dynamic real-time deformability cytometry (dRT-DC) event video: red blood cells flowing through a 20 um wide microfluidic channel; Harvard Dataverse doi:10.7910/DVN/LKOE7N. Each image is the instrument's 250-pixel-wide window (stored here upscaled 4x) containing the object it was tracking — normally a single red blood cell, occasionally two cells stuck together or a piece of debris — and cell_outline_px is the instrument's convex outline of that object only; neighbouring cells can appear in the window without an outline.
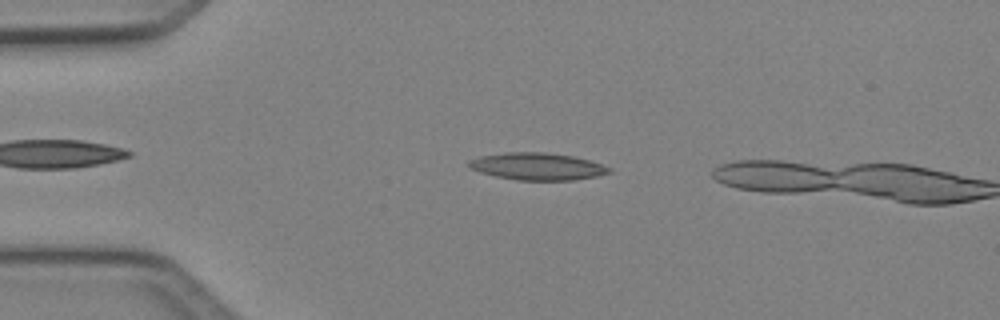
{"species": "Egyptian fruit bat (a non-hibernating species)", "species_latin": "Rousettus aegyptiacus", "temperature_condition": "cold", "stored_images_in_passage": 8, "camera_frame_rate_fps": 3000, "um_per_image_px": 0.085, "animal": {"sex": "female"}, "frame": {"image": 1, "passage_image": 6, "time_ms": 1.667, "image_size_px": [1000, 320], "cell_outline_px": [[612, 172], [596, 176], [572, 180], [516, 180], [496, 176], [480, 172], [472, 168], [468, 164], [468, 160], [480, 156], [504, 152], [544, 152], [572, 156], [588, 160], [612, 168]], "centroid_in_image_um": [45.66, 14.14], "position_along_channel_um": 39.3, "area_um2": 22.08}}